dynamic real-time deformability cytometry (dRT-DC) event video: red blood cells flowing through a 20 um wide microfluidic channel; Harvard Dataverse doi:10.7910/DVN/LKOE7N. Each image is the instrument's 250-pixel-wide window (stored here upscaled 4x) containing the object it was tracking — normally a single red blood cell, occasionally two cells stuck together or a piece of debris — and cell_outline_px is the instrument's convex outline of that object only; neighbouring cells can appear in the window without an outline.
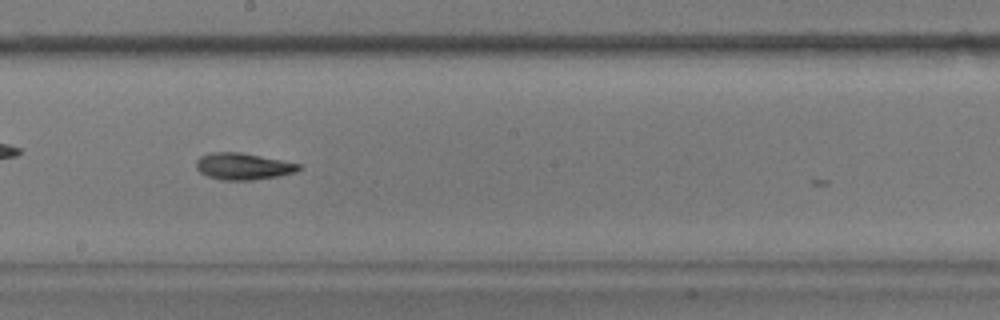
{"species": "common noctule bat (a hibernating species)", "species_latin": "Nyctalus noctula", "temperature_condition": "warm", "stored_images_in_passage": 36, "camera_frame_rate_fps": 3000, "um_per_image_px": 0.085, "animal": {"sex": "male", "body_mass_g": 17.9}, "frame": {"image": 1, "passage_image": 30, "time_ms": 9.667, "image_size_px": [1000, 320], "cell_outline_px": [[300, 168], [296, 172], [276, 176], [252, 180], [224, 180], [208, 176], [200, 172], [196, 168], [196, 160], [200, 156], [208, 152], [240, 152], [300, 164]], "centroid_in_image_um": [20.61, 14.13], "position_along_channel_um": 227.6, "area_um2": 15.78}}